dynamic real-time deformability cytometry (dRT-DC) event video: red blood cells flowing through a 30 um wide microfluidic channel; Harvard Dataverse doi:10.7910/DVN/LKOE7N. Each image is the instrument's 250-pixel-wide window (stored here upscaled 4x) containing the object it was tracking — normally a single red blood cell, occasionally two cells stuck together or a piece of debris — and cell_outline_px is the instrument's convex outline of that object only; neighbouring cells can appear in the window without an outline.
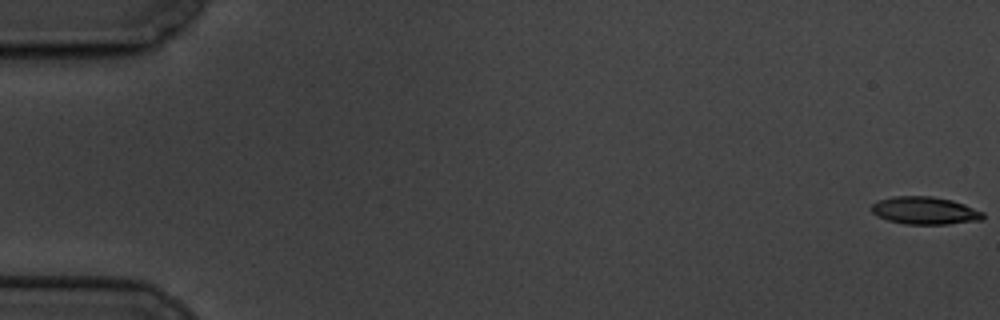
{"species": "common noctule bat (a hibernating species)", "species_latin": "Nyctalus noctula", "temperature_condition": "cold", "stored_images_in_passage": 3, "camera_frame_rate_fps": 3000, "um_per_image_px": 0.085, "animal": {"sex": "male", "body_mass_g": 19.5, "forearm_length_mm": 54.6}, "frame": {"image": 1, "passage_image": 1, "time_ms": 0.0, "image_size_px": [1000, 320], "cell_outline_px": [[984, 216], [980, 220], [948, 224], [904, 224], [888, 220], [876, 216], [872, 212], [872, 204], [880, 200], [892, 196], [932, 196], [952, 200], [964, 204], [984, 212]], "centroid_in_image_um": [78.61, 17.9], "position_along_channel_um": 6.4, "area_um2": 17.92}}